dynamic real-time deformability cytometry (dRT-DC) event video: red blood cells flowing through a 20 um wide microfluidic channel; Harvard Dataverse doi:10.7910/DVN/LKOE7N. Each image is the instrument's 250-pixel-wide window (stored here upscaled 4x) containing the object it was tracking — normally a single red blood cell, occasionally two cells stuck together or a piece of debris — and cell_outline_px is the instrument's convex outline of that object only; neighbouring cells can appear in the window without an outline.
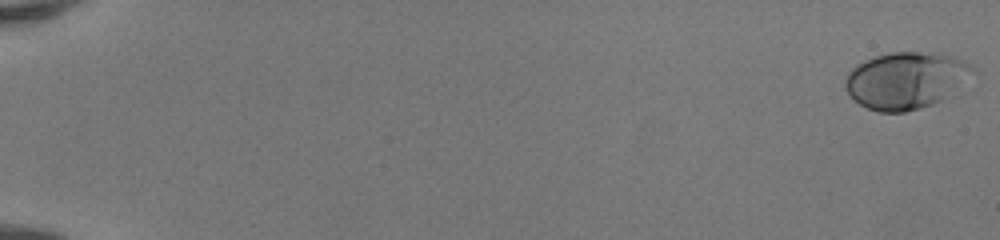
{"species": "human", "species_latin": "Homo sapiens", "temperature_condition": "room temperature", "stored_images_in_passage": 51, "camera_frame_rate_fps": 3000, "um_per_image_px": 0.085, "donor": {"sex": "female"}, "frame": {"image": 1, "passage_image": 1, "time_ms": 0.0, "image_size_px": [1000, 240], "cell_outline_px": [[976, 72], [940, 100], [932, 104], [920, 108], [904, 112], [880, 112], [868, 108], [852, 100], [844, 88], [844, 80], [848, 72], [852, 68], [864, 60], [876, 56], [892, 52], [916, 52], [948, 56], [960, 60], [968, 64]], "centroid_in_image_um": [76.9, 6.84], "position_along_channel_um": 8.1, "area_um2": 41.5}}
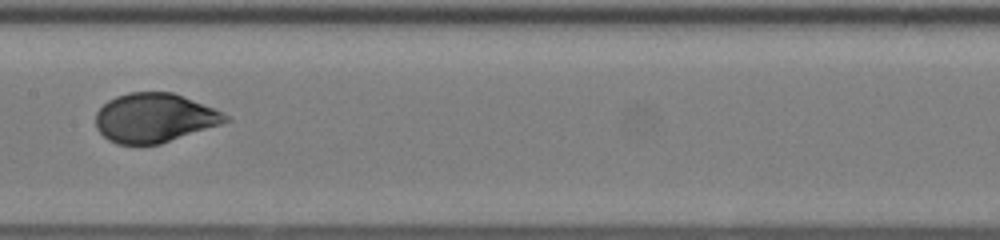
{"frame": {"image": 2, "passage_image": 29, "time_ms": 9.333, "image_size_px": [1000, 240], "cell_outline_px": [[232, 120], [160, 144], [116, 144], [108, 140], [96, 128], [96, 112], [108, 100], [116, 96], [128, 92], [172, 92], [212, 108], [228, 116]], "centroid_in_image_um": [13.08, 10.02], "position_along_channel_um": 194.3, "area_um2": 36.76}}
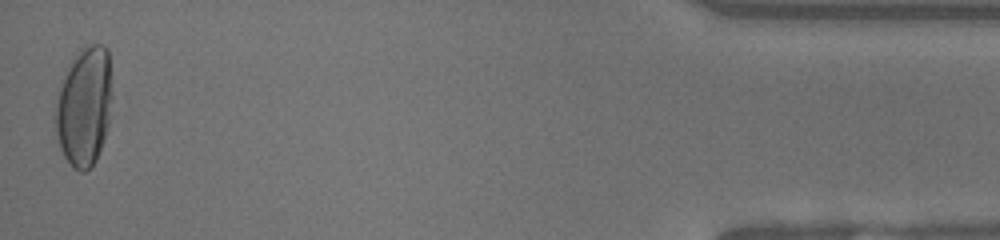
{"frame": {"image": 3, "passage_image": 51, "time_ms": 16.667, "image_size_px": [1000, 240], "cell_outline_px": [[112, 96], [108, 124], [96, 160], [84, 172], [80, 172], [72, 168], [64, 156], [60, 148], [52, 116], [60, 80], [76, 52], [80, 48], [88, 44], [104, 44], [108, 48]], "centroid_in_image_um": [7.12, 9.01], "position_along_channel_um": 428.1, "area_um2": 40.17}, "authors_computed_cell_mechanics": {"area_um2": 37.9746, "velocity_mm_per_s": 4.1778, "shape_relaxation_time_tau1_ms": 3.3043, "shape_relaxation_time_tau2_ms": null, "deformation_change_tau1": 0.1766, "deformation_change_tau2": null}}